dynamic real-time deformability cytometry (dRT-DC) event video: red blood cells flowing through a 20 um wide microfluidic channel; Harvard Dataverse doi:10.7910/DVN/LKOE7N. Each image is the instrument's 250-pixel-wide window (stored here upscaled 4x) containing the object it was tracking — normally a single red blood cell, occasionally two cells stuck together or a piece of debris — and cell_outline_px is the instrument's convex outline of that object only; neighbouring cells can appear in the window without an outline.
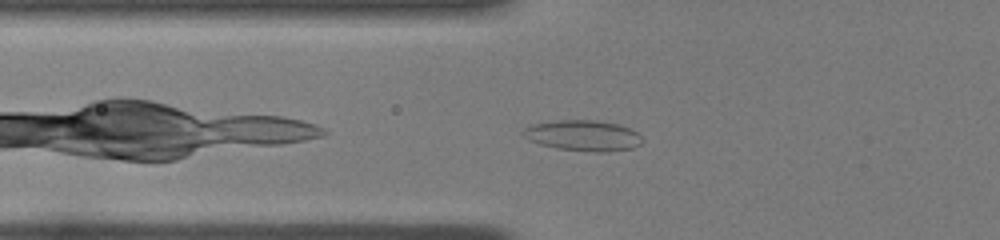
{"species": "common noctule bat (a hibernating species)", "species_latin": "Nyctalus noctula", "temperature_condition": "room temperature", "stored_images_in_passage": 34, "camera_frame_rate_fps": 3000, "um_per_image_px": 0.085, "animal": {"sex": "female", "body_mass_g": 22.0, "forearm_length_mm": 56.7}, "frame": {"image": 1, "passage_image": 3, "time_ms": 0.667, "image_size_px": [1000, 240], "cell_outline_px": [[644, 140], [640, 144], [632, 148], [604, 152], [592, 152], [556, 148], [540, 144], [528, 140], [524, 136], [524, 128], [532, 124], [560, 120], [592, 120], [616, 124], [628, 128], [636, 132]], "centroid_in_image_um": [49.55, 11.53], "position_along_channel_um": 76.2, "area_um2": 21.1}}
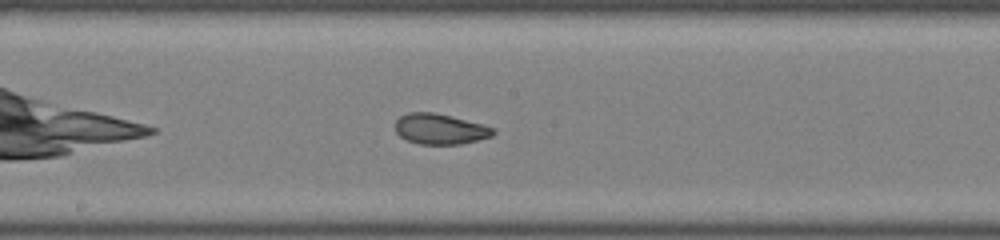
{"frame": {"image": 2, "passage_image": 13, "time_ms": 4.0, "image_size_px": [1000, 240], "cell_outline_px": [[496, 132], [492, 136], [460, 144], [420, 144], [408, 140], [400, 136], [396, 132], [396, 120], [400, 116], [408, 112], [436, 112], [484, 124], [492, 128]], "centroid_in_image_um": [37.4, 10.95], "position_along_channel_um": 210.8, "area_um2": 17.4}}
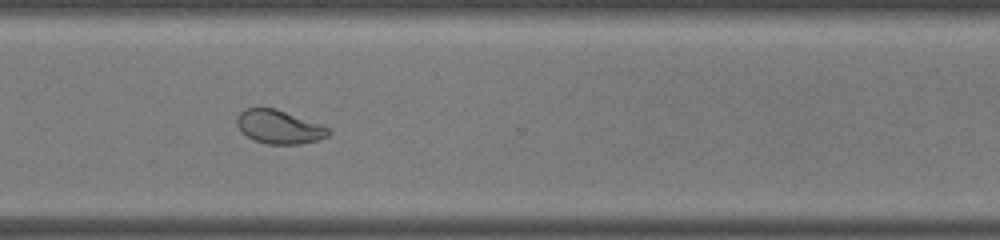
{"frame": {"image": 3, "passage_image": 23, "time_ms": 7.333, "image_size_px": [1000, 240], "cell_outline_px": [[328, 136], [316, 140], [300, 144], [268, 144], [256, 140], [248, 136], [236, 124], [236, 116], [244, 108], [272, 108], [284, 112], [328, 128]], "centroid_in_image_um": [23.66, 10.79], "position_along_channel_um": 346.9, "area_um2": 17.22}, "authors_computed_cell_mechanics": {"area_um2": 18.0336, "velocity_mm_per_s": 4.0769, "shape_relaxation_time_tau1_ms": 8.7419, "shape_relaxation_time_tau2_ms": 1.4661, "deformation_change_tau1": 0.23, "deformation_change_tau2": 0.0547}}